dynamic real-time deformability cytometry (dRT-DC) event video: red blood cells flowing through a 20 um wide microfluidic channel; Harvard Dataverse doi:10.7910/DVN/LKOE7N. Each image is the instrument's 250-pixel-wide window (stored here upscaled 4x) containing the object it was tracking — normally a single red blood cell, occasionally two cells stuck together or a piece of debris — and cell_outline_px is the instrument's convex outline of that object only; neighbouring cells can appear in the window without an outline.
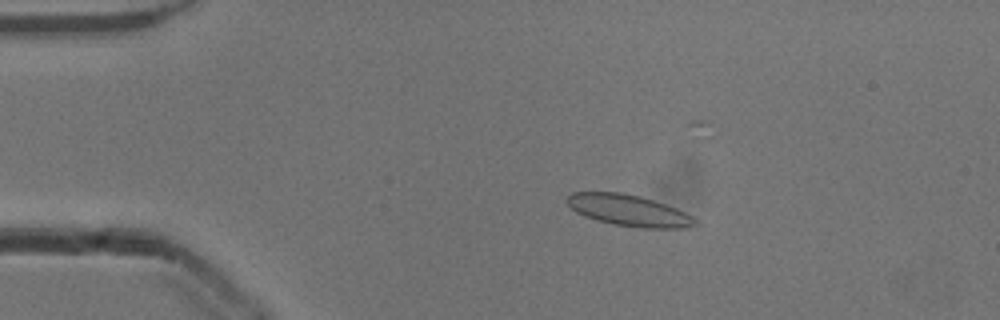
{"species": "common noctule bat (a hibernating species)", "species_latin": "Nyctalus noctula", "temperature_condition": "cold", "stored_images_in_passage": 55, "camera_frame_rate_fps": 3000, "um_per_image_px": 0.085, "animal": {"sex": "male", "body_mass_g": 13.3}, "frame": {"image": 1, "passage_image": 11, "time_ms": 3.333, "image_size_px": [1000, 320], "cell_outline_px": [[700, 224], [688, 228], [640, 228], [612, 224], [596, 220], [584, 216], [576, 212], [564, 200], [572, 192], [620, 192], [640, 196], [676, 208], [700, 220]], "centroid_in_image_um": [53.47, 17.9], "position_along_channel_um": 31.5, "area_um2": 23.58}}
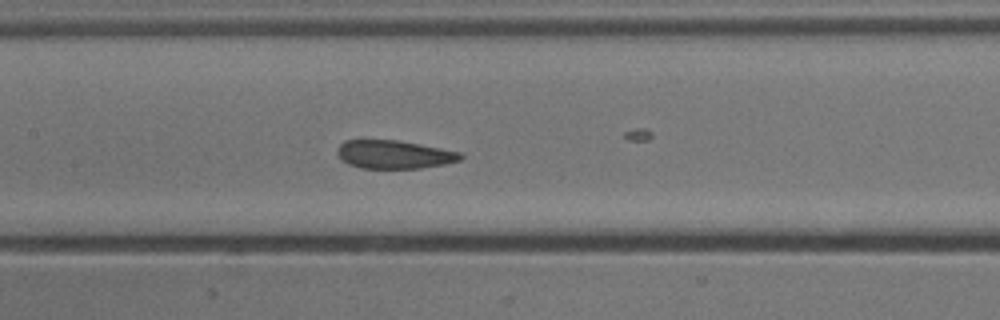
{"frame": {"image": 2, "passage_image": 26, "time_ms": 8.333, "image_size_px": [1000, 320], "cell_outline_px": [[464, 156], [460, 160], [444, 164], [420, 168], [360, 168], [348, 164], [340, 160], [336, 152], [336, 148], [344, 140], [396, 140], [440, 148], [460, 152]], "centroid_in_image_um": [33.44, 13.13], "position_along_channel_um": 174.0, "area_um2": 20.35}}
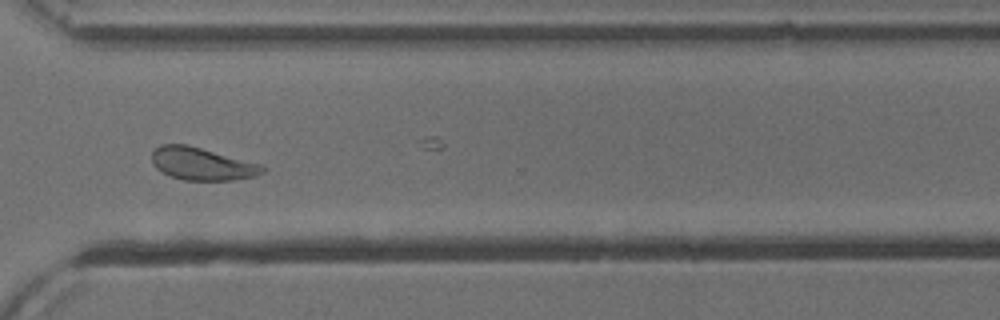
{"frame": {"image": 3, "passage_image": 40, "time_ms": 13.0, "image_size_px": [1000, 320], "cell_outline_px": [[268, 168], [264, 172], [256, 176], [236, 180], [184, 180], [172, 176], [156, 168], [152, 164], [152, 152], [160, 144], [184, 144], [264, 164]], "centroid_in_image_um": [17.23, 13.93], "position_along_channel_um": 353.4, "area_um2": 21.1}, "authors_computed_cell_mechanics": {"area_um2": 21.964, "velocity_mm_per_s": 3.8511, "shape_relaxation_time_tau1_ms": 7.6344, "shape_relaxation_time_tau2_ms": 1.2629, "deformation_change_tau1": 0.1645, "deformation_change_tau2": 0.0562}}